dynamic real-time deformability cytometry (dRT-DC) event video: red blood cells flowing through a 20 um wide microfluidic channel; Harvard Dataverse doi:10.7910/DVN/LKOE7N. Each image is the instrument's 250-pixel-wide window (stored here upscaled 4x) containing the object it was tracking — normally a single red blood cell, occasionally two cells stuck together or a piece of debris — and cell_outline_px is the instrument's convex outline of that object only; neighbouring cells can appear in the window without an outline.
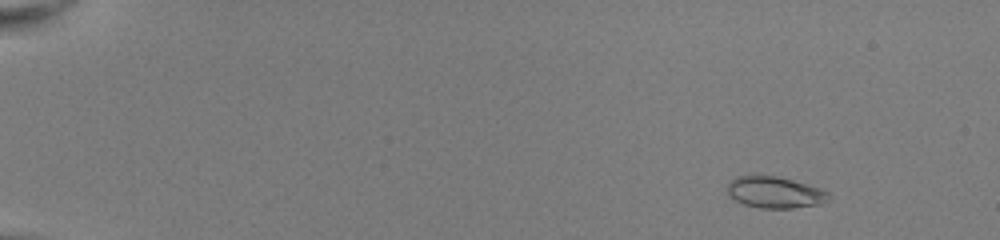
{"species": "common noctule bat (a hibernating species)", "species_latin": "Nyctalus noctula", "temperature_condition": "room temperature", "stored_images_in_passage": 53, "camera_frame_rate_fps": 3000, "um_per_image_px": 0.085, "animal": {"sex": "female", "body_mass_g": 22.0, "forearm_length_mm": 56.7}, "frame": {"image": 1, "passage_image": 7, "time_ms": 2.0, "image_size_px": [1000, 240], "cell_outline_px": [[832, 200], [820, 204], [792, 208], [760, 208], [744, 204], [736, 200], [728, 192], [728, 184], [736, 176], [776, 176], [792, 180], [820, 188], [828, 192]], "centroid_in_image_um": [65.92, 16.36], "position_along_channel_um": 19.1, "area_um2": 18.38}}
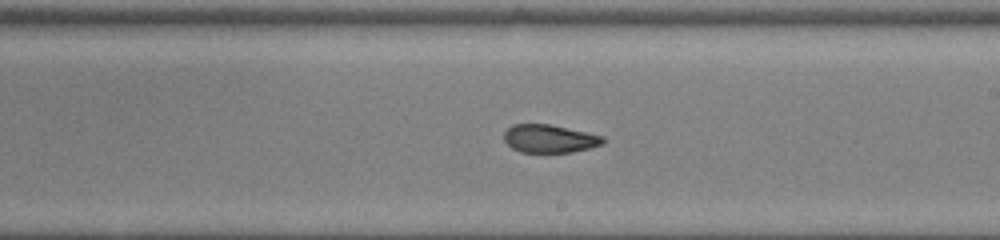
{"frame": {"image": 2, "passage_image": 34, "time_ms": 11.0, "image_size_px": [1000, 240], "cell_outline_px": [[604, 140], [600, 144], [588, 148], [572, 152], [520, 152], [512, 148], [504, 140], [504, 132], [512, 124], [548, 124], [604, 136]], "centroid_in_image_um": [46.66, 11.78], "position_along_channel_um": 242.3, "area_um2": 15.95}}
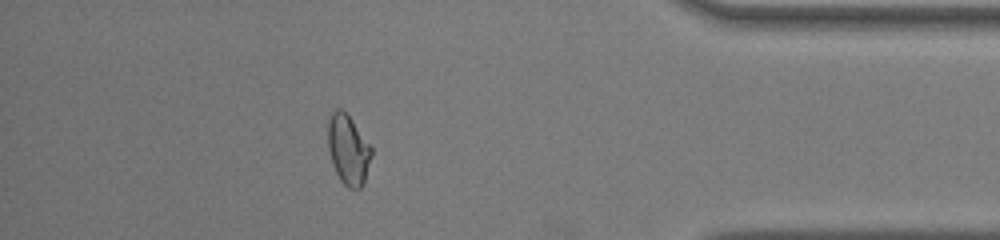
{"frame": {"image": 3, "passage_image": 48, "time_ms": 15.667, "image_size_px": [1000, 240], "cell_outline_px": [[372, 156], [364, 184], [360, 188], [348, 188], [340, 180], [332, 164], [328, 148], [328, 120], [332, 112], [336, 108], [340, 108], [352, 120], [372, 148]], "centroid_in_image_um": [29.6, 12.74], "position_along_channel_um": 405.6, "area_um2": 17.69}, "authors_computed_cell_mechanics": {"area_um2": 17.7446, "velocity_mm_per_s": 4.0585, "shape_relaxation_time_tau1_ms": null, "shape_relaxation_time_tau2_ms": 1.0043, "deformation_change_tau1": null, "deformation_change_tau2": 0.0539}}